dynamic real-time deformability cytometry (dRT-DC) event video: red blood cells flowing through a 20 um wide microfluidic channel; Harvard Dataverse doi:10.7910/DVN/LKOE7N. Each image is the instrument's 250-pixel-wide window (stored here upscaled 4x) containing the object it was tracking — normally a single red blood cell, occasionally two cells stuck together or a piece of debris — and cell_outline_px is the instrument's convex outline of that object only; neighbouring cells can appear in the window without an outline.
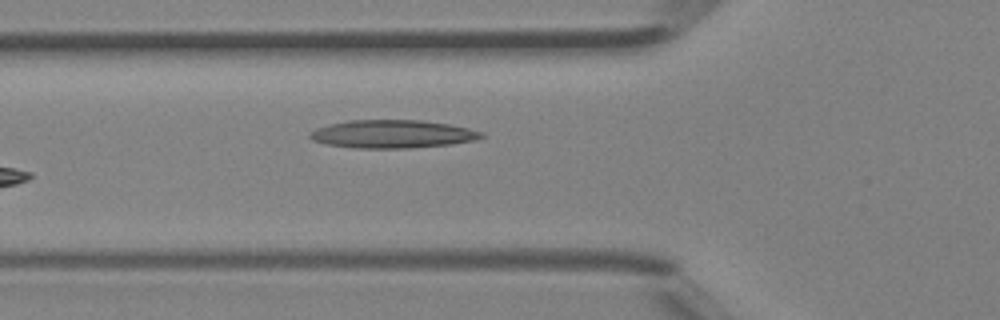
{"species": "Egyptian fruit bat (a non-hibernating species)", "species_latin": "Rousettus aegyptiacus", "temperature_condition": "room temperature", "stored_images_in_passage": 5, "camera_frame_rate_fps": 3000, "um_per_image_px": 0.085, "animal": {"sex": "female"}, "frame": {"image": 1, "passage_image": 5, "time_ms": 1.333, "image_size_px": [1000, 320], "cell_outline_px": [[484, 136], [472, 140], [452, 144], [408, 148], [352, 148], [328, 144], [312, 140], [308, 136], [308, 132], [316, 128], [328, 124], [348, 120], [420, 120], [448, 124], [468, 128], [484, 132]], "centroid_in_image_um": [33.31, 11.39], "position_along_channel_um": 92.5, "area_um2": 28.09}}